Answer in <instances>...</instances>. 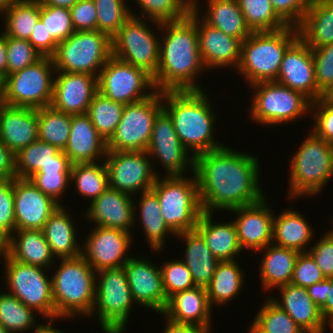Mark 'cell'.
I'll use <instances>...</instances> for the list:
<instances>
[{
	"label": "cell",
	"instance_id": "6da1fadb",
	"mask_svg": "<svg viewBox=\"0 0 333 333\" xmlns=\"http://www.w3.org/2000/svg\"><path fill=\"white\" fill-rule=\"evenodd\" d=\"M194 174L203 212H228L265 197L259 180L258 158L226 145L196 156Z\"/></svg>",
	"mask_w": 333,
	"mask_h": 333
},
{
	"label": "cell",
	"instance_id": "7a4b0ae2",
	"mask_svg": "<svg viewBox=\"0 0 333 333\" xmlns=\"http://www.w3.org/2000/svg\"><path fill=\"white\" fill-rule=\"evenodd\" d=\"M154 26L156 30L164 31L153 78L155 89L161 92L202 91L204 88L196 79L206 69L199 53L197 12L191 9L182 20L156 22Z\"/></svg>",
	"mask_w": 333,
	"mask_h": 333
},
{
	"label": "cell",
	"instance_id": "3957f363",
	"mask_svg": "<svg viewBox=\"0 0 333 333\" xmlns=\"http://www.w3.org/2000/svg\"><path fill=\"white\" fill-rule=\"evenodd\" d=\"M208 97L205 89L162 92L163 108L171 116L180 142L189 153L191 149L193 158L225 145L215 140L217 118Z\"/></svg>",
	"mask_w": 333,
	"mask_h": 333
},
{
	"label": "cell",
	"instance_id": "277c9868",
	"mask_svg": "<svg viewBox=\"0 0 333 333\" xmlns=\"http://www.w3.org/2000/svg\"><path fill=\"white\" fill-rule=\"evenodd\" d=\"M59 260L51 275L56 319L90 317L95 304L96 271L82 255Z\"/></svg>",
	"mask_w": 333,
	"mask_h": 333
},
{
	"label": "cell",
	"instance_id": "5b68a950",
	"mask_svg": "<svg viewBox=\"0 0 333 333\" xmlns=\"http://www.w3.org/2000/svg\"><path fill=\"white\" fill-rule=\"evenodd\" d=\"M298 38V29L292 26L270 32H252L241 43L237 73L250 86L276 81L286 50Z\"/></svg>",
	"mask_w": 333,
	"mask_h": 333
},
{
	"label": "cell",
	"instance_id": "8992f818",
	"mask_svg": "<svg viewBox=\"0 0 333 333\" xmlns=\"http://www.w3.org/2000/svg\"><path fill=\"white\" fill-rule=\"evenodd\" d=\"M290 166L288 199L318 195L333 178V144L310 131Z\"/></svg>",
	"mask_w": 333,
	"mask_h": 333
},
{
	"label": "cell",
	"instance_id": "52a82bcc",
	"mask_svg": "<svg viewBox=\"0 0 333 333\" xmlns=\"http://www.w3.org/2000/svg\"><path fill=\"white\" fill-rule=\"evenodd\" d=\"M151 190L157 195L165 224L176 235L194 230L203 212L196 176H158Z\"/></svg>",
	"mask_w": 333,
	"mask_h": 333
},
{
	"label": "cell",
	"instance_id": "ba28073f",
	"mask_svg": "<svg viewBox=\"0 0 333 333\" xmlns=\"http://www.w3.org/2000/svg\"><path fill=\"white\" fill-rule=\"evenodd\" d=\"M134 303L123 267L96 272L95 304L90 316L97 313L104 333H124Z\"/></svg>",
	"mask_w": 333,
	"mask_h": 333
},
{
	"label": "cell",
	"instance_id": "9c48e42d",
	"mask_svg": "<svg viewBox=\"0 0 333 333\" xmlns=\"http://www.w3.org/2000/svg\"><path fill=\"white\" fill-rule=\"evenodd\" d=\"M112 56V39L98 31H75L58 43L51 56L56 72L91 74L98 77Z\"/></svg>",
	"mask_w": 333,
	"mask_h": 333
},
{
	"label": "cell",
	"instance_id": "30bf717a",
	"mask_svg": "<svg viewBox=\"0 0 333 333\" xmlns=\"http://www.w3.org/2000/svg\"><path fill=\"white\" fill-rule=\"evenodd\" d=\"M251 87L255 92L249 113L254 122L275 126L297 121L306 113L310 115L311 101L300 92L275 81L259 82Z\"/></svg>",
	"mask_w": 333,
	"mask_h": 333
},
{
	"label": "cell",
	"instance_id": "8fae6325",
	"mask_svg": "<svg viewBox=\"0 0 333 333\" xmlns=\"http://www.w3.org/2000/svg\"><path fill=\"white\" fill-rule=\"evenodd\" d=\"M4 258V259H1ZM0 260H4L6 287L27 307L32 308L46 319H56L52 296V279L48 272L38 266L13 260L5 251ZM47 274V275H46Z\"/></svg>",
	"mask_w": 333,
	"mask_h": 333
},
{
	"label": "cell",
	"instance_id": "7c38bea8",
	"mask_svg": "<svg viewBox=\"0 0 333 333\" xmlns=\"http://www.w3.org/2000/svg\"><path fill=\"white\" fill-rule=\"evenodd\" d=\"M55 67L50 56L5 76L4 101L11 106L39 109L51 105Z\"/></svg>",
	"mask_w": 333,
	"mask_h": 333
},
{
	"label": "cell",
	"instance_id": "4fadbf2b",
	"mask_svg": "<svg viewBox=\"0 0 333 333\" xmlns=\"http://www.w3.org/2000/svg\"><path fill=\"white\" fill-rule=\"evenodd\" d=\"M163 109L162 92L126 104L114 134L107 141L109 151H146L156 115Z\"/></svg>",
	"mask_w": 333,
	"mask_h": 333
},
{
	"label": "cell",
	"instance_id": "5bb4252c",
	"mask_svg": "<svg viewBox=\"0 0 333 333\" xmlns=\"http://www.w3.org/2000/svg\"><path fill=\"white\" fill-rule=\"evenodd\" d=\"M143 18L131 16L112 38V56L155 77L160 39Z\"/></svg>",
	"mask_w": 333,
	"mask_h": 333
},
{
	"label": "cell",
	"instance_id": "9a60e30c",
	"mask_svg": "<svg viewBox=\"0 0 333 333\" xmlns=\"http://www.w3.org/2000/svg\"><path fill=\"white\" fill-rule=\"evenodd\" d=\"M155 90L153 78L148 73L113 56L98 76V92L124 105L146 99Z\"/></svg>",
	"mask_w": 333,
	"mask_h": 333
},
{
	"label": "cell",
	"instance_id": "2e32d148",
	"mask_svg": "<svg viewBox=\"0 0 333 333\" xmlns=\"http://www.w3.org/2000/svg\"><path fill=\"white\" fill-rule=\"evenodd\" d=\"M109 187L131 196L150 190L159 176L146 151H109L104 158ZM138 192V193H137Z\"/></svg>",
	"mask_w": 333,
	"mask_h": 333
},
{
	"label": "cell",
	"instance_id": "e0dca14e",
	"mask_svg": "<svg viewBox=\"0 0 333 333\" xmlns=\"http://www.w3.org/2000/svg\"><path fill=\"white\" fill-rule=\"evenodd\" d=\"M146 152L152 160L156 157L160 161L166 169L165 176H184L188 166L194 172V158L180 142L172 118L164 108L156 115Z\"/></svg>",
	"mask_w": 333,
	"mask_h": 333
},
{
	"label": "cell",
	"instance_id": "ac0fdd59",
	"mask_svg": "<svg viewBox=\"0 0 333 333\" xmlns=\"http://www.w3.org/2000/svg\"><path fill=\"white\" fill-rule=\"evenodd\" d=\"M94 227L83 242L81 255L96 272L123 267L132 257L127 253L132 246L133 234L113 228Z\"/></svg>",
	"mask_w": 333,
	"mask_h": 333
},
{
	"label": "cell",
	"instance_id": "d6986e66",
	"mask_svg": "<svg viewBox=\"0 0 333 333\" xmlns=\"http://www.w3.org/2000/svg\"><path fill=\"white\" fill-rule=\"evenodd\" d=\"M275 82L302 93L311 102L325 97L315 81L312 49L300 37L286 50Z\"/></svg>",
	"mask_w": 333,
	"mask_h": 333
},
{
	"label": "cell",
	"instance_id": "ffe728a7",
	"mask_svg": "<svg viewBox=\"0 0 333 333\" xmlns=\"http://www.w3.org/2000/svg\"><path fill=\"white\" fill-rule=\"evenodd\" d=\"M135 304L162 314L168 303L161 268L144 257H131L123 266Z\"/></svg>",
	"mask_w": 333,
	"mask_h": 333
},
{
	"label": "cell",
	"instance_id": "44dd1931",
	"mask_svg": "<svg viewBox=\"0 0 333 333\" xmlns=\"http://www.w3.org/2000/svg\"><path fill=\"white\" fill-rule=\"evenodd\" d=\"M197 1L199 0H192V9L197 12L198 46L205 69L234 67L236 70L240 61L242 42L201 20L200 4Z\"/></svg>",
	"mask_w": 333,
	"mask_h": 333
},
{
	"label": "cell",
	"instance_id": "7402d4cb",
	"mask_svg": "<svg viewBox=\"0 0 333 333\" xmlns=\"http://www.w3.org/2000/svg\"><path fill=\"white\" fill-rule=\"evenodd\" d=\"M98 92V77L91 74L55 72L51 107L66 114H86Z\"/></svg>",
	"mask_w": 333,
	"mask_h": 333
},
{
	"label": "cell",
	"instance_id": "603a6c76",
	"mask_svg": "<svg viewBox=\"0 0 333 333\" xmlns=\"http://www.w3.org/2000/svg\"><path fill=\"white\" fill-rule=\"evenodd\" d=\"M13 194L16 230H42L50 215L60 206L29 179L14 178Z\"/></svg>",
	"mask_w": 333,
	"mask_h": 333
},
{
	"label": "cell",
	"instance_id": "cb8c5ba5",
	"mask_svg": "<svg viewBox=\"0 0 333 333\" xmlns=\"http://www.w3.org/2000/svg\"><path fill=\"white\" fill-rule=\"evenodd\" d=\"M265 196L261 201L228 211L236 213L234 219L239 244L255 253L272 243L274 211ZM273 211V212H272Z\"/></svg>",
	"mask_w": 333,
	"mask_h": 333
},
{
	"label": "cell",
	"instance_id": "d4e9b609",
	"mask_svg": "<svg viewBox=\"0 0 333 333\" xmlns=\"http://www.w3.org/2000/svg\"><path fill=\"white\" fill-rule=\"evenodd\" d=\"M134 197L118 190L107 188L89 204L85 218L95 226L113 228L133 234L136 224V206ZM136 216V217H135Z\"/></svg>",
	"mask_w": 333,
	"mask_h": 333
},
{
	"label": "cell",
	"instance_id": "484cf974",
	"mask_svg": "<svg viewBox=\"0 0 333 333\" xmlns=\"http://www.w3.org/2000/svg\"><path fill=\"white\" fill-rule=\"evenodd\" d=\"M64 153L72 164L104 160L107 141L98 133L87 113L72 115L70 135Z\"/></svg>",
	"mask_w": 333,
	"mask_h": 333
},
{
	"label": "cell",
	"instance_id": "4316f807",
	"mask_svg": "<svg viewBox=\"0 0 333 333\" xmlns=\"http://www.w3.org/2000/svg\"><path fill=\"white\" fill-rule=\"evenodd\" d=\"M280 299L269 296L281 309L285 310L296 324L306 333H326L327 324L320 307L308 295L307 289L291 283L277 288Z\"/></svg>",
	"mask_w": 333,
	"mask_h": 333
},
{
	"label": "cell",
	"instance_id": "83f0119b",
	"mask_svg": "<svg viewBox=\"0 0 333 333\" xmlns=\"http://www.w3.org/2000/svg\"><path fill=\"white\" fill-rule=\"evenodd\" d=\"M0 139L15 154L38 140L37 109L5 104L0 112Z\"/></svg>",
	"mask_w": 333,
	"mask_h": 333
},
{
	"label": "cell",
	"instance_id": "f1b7e54d",
	"mask_svg": "<svg viewBox=\"0 0 333 333\" xmlns=\"http://www.w3.org/2000/svg\"><path fill=\"white\" fill-rule=\"evenodd\" d=\"M162 315L177 323L212 327V307L206 288L195 286L174 294Z\"/></svg>",
	"mask_w": 333,
	"mask_h": 333
},
{
	"label": "cell",
	"instance_id": "f546056e",
	"mask_svg": "<svg viewBox=\"0 0 333 333\" xmlns=\"http://www.w3.org/2000/svg\"><path fill=\"white\" fill-rule=\"evenodd\" d=\"M15 234V235H14ZM4 251L23 264L47 268L53 271L55 257L45 239L43 230H16L4 242ZM52 268V269H51Z\"/></svg>",
	"mask_w": 333,
	"mask_h": 333
},
{
	"label": "cell",
	"instance_id": "4dcf8cb0",
	"mask_svg": "<svg viewBox=\"0 0 333 333\" xmlns=\"http://www.w3.org/2000/svg\"><path fill=\"white\" fill-rule=\"evenodd\" d=\"M213 213L202 212L195 229L202 235L212 254L220 261H234L240 252L234 221L216 223ZM213 220V221H212Z\"/></svg>",
	"mask_w": 333,
	"mask_h": 333
},
{
	"label": "cell",
	"instance_id": "1f68e13d",
	"mask_svg": "<svg viewBox=\"0 0 333 333\" xmlns=\"http://www.w3.org/2000/svg\"><path fill=\"white\" fill-rule=\"evenodd\" d=\"M60 205L48 218L43 233L52 255L60 258H73L81 255L82 246L78 244L76 226L67 208ZM77 239V240H76Z\"/></svg>",
	"mask_w": 333,
	"mask_h": 333
},
{
	"label": "cell",
	"instance_id": "d6a6232c",
	"mask_svg": "<svg viewBox=\"0 0 333 333\" xmlns=\"http://www.w3.org/2000/svg\"><path fill=\"white\" fill-rule=\"evenodd\" d=\"M175 236L186 243L185 255L181 260L190 270L194 284L206 288L220 261L212 254L204 238L196 229Z\"/></svg>",
	"mask_w": 333,
	"mask_h": 333
},
{
	"label": "cell",
	"instance_id": "836d02e7",
	"mask_svg": "<svg viewBox=\"0 0 333 333\" xmlns=\"http://www.w3.org/2000/svg\"><path fill=\"white\" fill-rule=\"evenodd\" d=\"M297 29L311 49L332 44L333 0H312Z\"/></svg>",
	"mask_w": 333,
	"mask_h": 333
},
{
	"label": "cell",
	"instance_id": "e575fe53",
	"mask_svg": "<svg viewBox=\"0 0 333 333\" xmlns=\"http://www.w3.org/2000/svg\"><path fill=\"white\" fill-rule=\"evenodd\" d=\"M263 251L260 261V280L266 291L287 285L291 282L295 262L300 252L275 245L273 243L259 250Z\"/></svg>",
	"mask_w": 333,
	"mask_h": 333
},
{
	"label": "cell",
	"instance_id": "d590c367",
	"mask_svg": "<svg viewBox=\"0 0 333 333\" xmlns=\"http://www.w3.org/2000/svg\"><path fill=\"white\" fill-rule=\"evenodd\" d=\"M286 209L277 217L273 216L272 243L298 252H307L308 244L314 237L312 226L301 212Z\"/></svg>",
	"mask_w": 333,
	"mask_h": 333
},
{
	"label": "cell",
	"instance_id": "8d00e7d4",
	"mask_svg": "<svg viewBox=\"0 0 333 333\" xmlns=\"http://www.w3.org/2000/svg\"><path fill=\"white\" fill-rule=\"evenodd\" d=\"M203 20L227 35L243 42L251 35L237 0H207Z\"/></svg>",
	"mask_w": 333,
	"mask_h": 333
},
{
	"label": "cell",
	"instance_id": "74e56055",
	"mask_svg": "<svg viewBox=\"0 0 333 333\" xmlns=\"http://www.w3.org/2000/svg\"><path fill=\"white\" fill-rule=\"evenodd\" d=\"M139 199V221L142 223L143 232L145 233L146 241L152 251L159 252L163 250L165 238L170 236L175 237V234L165 224L161 214V207L157 195L150 189L141 192ZM141 219V220H140Z\"/></svg>",
	"mask_w": 333,
	"mask_h": 333
},
{
	"label": "cell",
	"instance_id": "f35d334b",
	"mask_svg": "<svg viewBox=\"0 0 333 333\" xmlns=\"http://www.w3.org/2000/svg\"><path fill=\"white\" fill-rule=\"evenodd\" d=\"M238 262L222 261L216 266L210 284L206 287L210 306L224 305L237 297L244 285V274Z\"/></svg>",
	"mask_w": 333,
	"mask_h": 333
},
{
	"label": "cell",
	"instance_id": "ab89813d",
	"mask_svg": "<svg viewBox=\"0 0 333 333\" xmlns=\"http://www.w3.org/2000/svg\"><path fill=\"white\" fill-rule=\"evenodd\" d=\"M80 196L90 202L109 188L108 172L104 160L95 163H76L71 167V184Z\"/></svg>",
	"mask_w": 333,
	"mask_h": 333
},
{
	"label": "cell",
	"instance_id": "60d3db41",
	"mask_svg": "<svg viewBox=\"0 0 333 333\" xmlns=\"http://www.w3.org/2000/svg\"><path fill=\"white\" fill-rule=\"evenodd\" d=\"M5 17V30L10 37L29 40L32 31L40 19V2L38 0H19L1 13Z\"/></svg>",
	"mask_w": 333,
	"mask_h": 333
},
{
	"label": "cell",
	"instance_id": "b9f144b4",
	"mask_svg": "<svg viewBox=\"0 0 333 333\" xmlns=\"http://www.w3.org/2000/svg\"><path fill=\"white\" fill-rule=\"evenodd\" d=\"M39 140L64 151L70 135L72 115L51 106L37 109Z\"/></svg>",
	"mask_w": 333,
	"mask_h": 333
},
{
	"label": "cell",
	"instance_id": "7bdbcfd3",
	"mask_svg": "<svg viewBox=\"0 0 333 333\" xmlns=\"http://www.w3.org/2000/svg\"><path fill=\"white\" fill-rule=\"evenodd\" d=\"M60 150L41 140L30 143L15 154V173L17 178L29 179L42 166L49 162H57Z\"/></svg>",
	"mask_w": 333,
	"mask_h": 333
},
{
	"label": "cell",
	"instance_id": "ee69618b",
	"mask_svg": "<svg viewBox=\"0 0 333 333\" xmlns=\"http://www.w3.org/2000/svg\"><path fill=\"white\" fill-rule=\"evenodd\" d=\"M36 311L8 292L0 293V325L10 333L30 331L37 323Z\"/></svg>",
	"mask_w": 333,
	"mask_h": 333
},
{
	"label": "cell",
	"instance_id": "f6af8a7d",
	"mask_svg": "<svg viewBox=\"0 0 333 333\" xmlns=\"http://www.w3.org/2000/svg\"><path fill=\"white\" fill-rule=\"evenodd\" d=\"M251 32H270L288 25L276 14L271 0H237Z\"/></svg>",
	"mask_w": 333,
	"mask_h": 333
},
{
	"label": "cell",
	"instance_id": "bcb514c9",
	"mask_svg": "<svg viewBox=\"0 0 333 333\" xmlns=\"http://www.w3.org/2000/svg\"><path fill=\"white\" fill-rule=\"evenodd\" d=\"M141 10L138 15L130 10L131 16L155 24L174 22L186 18L192 9V0H136ZM141 15V17H140ZM149 18V19H148Z\"/></svg>",
	"mask_w": 333,
	"mask_h": 333
},
{
	"label": "cell",
	"instance_id": "7dc6e473",
	"mask_svg": "<svg viewBox=\"0 0 333 333\" xmlns=\"http://www.w3.org/2000/svg\"><path fill=\"white\" fill-rule=\"evenodd\" d=\"M124 104L115 102L97 92L87 114L98 133L108 141L121 120Z\"/></svg>",
	"mask_w": 333,
	"mask_h": 333
},
{
	"label": "cell",
	"instance_id": "c3c4849f",
	"mask_svg": "<svg viewBox=\"0 0 333 333\" xmlns=\"http://www.w3.org/2000/svg\"><path fill=\"white\" fill-rule=\"evenodd\" d=\"M253 319V323L264 333H306L288 313L269 297Z\"/></svg>",
	"mask_w": 333,
	"mask_h": 333
},
{
	"label": "cell",
	"instance_id": "681fc988",
	"mask_svg": "<svg viewBox=\"0 0 333 333\" xmlns=\"http://www.w3.org/2000/svg\"><path fill=\"white\" fill-rule=\"evenodd\" d=\"M93 1L97 10V30L112 39L131 17L130 7L125 0Z\"/></svg>",
	"mask_w": 333,
	"mask_h": 333
},
{
	"label": "cell",
	"instance_id": "f907efd6",
	"mask_svg": "<svg viewBox=\"0 0 333 333\" xmlns=\"http://www.w3.org/2000/svg\"><path fill=\"white\" fill-rule=\"evenodd\" d=\"M7 75L15 73L40 60L43 55L25 39L6 35Z\"/></svg>",
	"mask_w": 333,
	"mask_h": 333
},
{
	"label": "cell",
	"instance_id": "816d5d0a",
	"mask_svg": "<svg viewBox=\"0 0 333 333\" xmlns=\"http://www.w3.org/2000/svg\"><path fill=\"white\" fill-rule=\"evenodd\" d=\"M160 268L162 272L163 289L167 299L178 292L196 286L193 282L190 270L182 260H167Z\"/></svg>",
	"mask_w": 333,
	"mask_h": 333
},
{
	"label": "cell",
	"instance_id": "f5cc1de1",
	"mask_svg": "<svg viewBox=\"0 0 333 333\" xmlns=\"http://www.w3.org/2000/svg\"><path fill=\"white\" fill-rule=\"evenodd\" d=\"M40 19L52 38L60 43L75 32L69 9L40 5Z\"/></svg>",
	"mask_w": 333,
	"mask_h": 333
},
{
	"label": "cell",
	"instance_id": "db71d44e",
	"mask_svg": "<svg viewBox=\"0 0 333 333\" xmlns=\"http://www.w3.org/2000/svg\"><path fill=\"white\" fill-rule=\"evenodd\" d=\"M318 90L328 97L333 92V43L312 49Z\"/></svg>",
	"mask_w": 333,
	"mask_h": 333
},
{
	"label": "cell",
	"instance_id": "11a10c76",
	"mask_svg": "<svg viewBox=\"0 0 333 333\" xmlns=\"http://www.w3.org/2000/svg\"><path fill=\"white\" fill-rule=\"evenodd\" d=\"M13 179L0 178V240L5 242L16 231Z\"/></svg>",
	"mask_w": 333,
	"mask_h": 333
},
{
	"label": "cell",
	"instance_id": "9f6ffc18",
	"mask_svg": "<svg viewBox=\"0 0 333 333\" xmlns=\"http://www.w3.org/2000/svg\"><path fill=\"white\" fill-rule=\"evenodd\" d=\"M29 180L45 195L51 197L59 205L66 188H71V172L35 173ZM69 185V186H68Z\"/></svg>",
	"mask_w": 333,
	"mask_h": 333
},
{
	"label": "cell",
	"instance_id": "6f0895ef",
	"mask_svg": "<svg viewBox=\"0 0 333 333\" xmlns=\"http://www.w3.org/2000/svg\"><path fill=\"white\" fill-rule=\"evenodd\" d=\"M314 109V110H313ZM310 115L314 119L311 130L316 136L333 144V100L329 97L319 98L311 102Z\"/></svg>",
	"mask_w": 333,
	"mask_h": 333
},
{
	"label": "cell",
	"instance_id": "680465c9",
	"mask_svg": "<svg viewBox=\"0 0 333 333\" xmlns=\"http://www.w3.org/2000/svg\"><path fill=\"white\" fill-rule=\"evenodd\" d=\"M324 279L325 277L313 257L308 252L299 253L290 283L307 288Z\"/></svg>",
	"mask_w": 333,
	"mask_h": 333
},
{
	"label": "cell",
	"instance_id": "91938a15",
	"mask_svg": "<svg viewBox=\"0 0 333 333\" xmlns=\"http://www.w3.org/2000/svg\"><path fill=\"white\" fill-rule=\"evenodd\" d=\"M307 252L313 257L325 278L333 277V228L311 245Z\"/></svg>",
	"mask_w": 333,
	"mask_h": 333
},
{
	"label": "cell",
	"instance_id": "94428289",
	"mask_svg": "<svg viewBox=\"0 0 333 333\" xmlns=\"http://www.w3.org/2000/svg\"><path fill=\"white\" fill-rule=\"evenodd\" d=\"M276 14L288 25L298 27L311 0H271Z\"/></svg>",
	"mask_w": 333,
	"mask_h": 333
},
{
	"label": "cell",
	"instance_id": "6125c7cd",
	"mask_svg": "<svg viewBox=\"0 0 333 333\" xmlns=\"http://www.w3.org/2000/svg\"><path fill=\"white\" fill-rule=\"evenodd\" d=\"M69 10L75 31L97 30V10L93 0H79Z\"/></svg>",
	"mask_w": 333,
	"mask_h": 333
},
{
	"label": "cell",
	"instance_id": "be15d7a7",
	"mask_svg": "<svg viewBox=\"0 0 333 333\" xmlns=\"http://www.w3.org/2000/svg\"><path fill=\"white\" fill-rule=\"evenodd\" d=\"M28 41L43 56L51 57L58 46V43L48 33L41 19L37 21Z\"/></svg>",
	"mask_w": 333,
	"mask_h": 333
},
{
	"label": "cell",
	"instance_id": "e7e4bbea",
	"mask_svg": "<svg viewBox=\"0 0 333 333\" xmlns=\"http://www.w3.org/2000/svg\"><path fill=\"white\" fill-rule=\"evenodd\" d=\"M0 178H16L15 153L0 139Z\"/></svg>",
	"mask_w": 333,
	"mask_h": 333
},
{
	"label": "cell",
	"instance_id": "03108f58",
	"mask_svg": "<svg viewBox=\"0 0 333 333\" xmlns=\"http://www.w3.org/2000/svg\"><path fill=\"white\" fill-rule=\"evenodd\" d=\"M165 324L163 333H211V329L195 324L177 323L164 316Z\"/></svg>",
	"mask_w": 333,
	"mask_h": 333
},
{
	"label": "cell",
	"instance_id": "003e7915",
	"mask_svg": "<svg viewBox=\"0 0 333 333\" xmlns=\"http://www.w3.org/2000/svg\"><path fill=\"white\" fill-rule=\"evenodd\" d=\"M72 163L64 151L60 150L57 153V162H49L45 166H42L36 173L46 172H71Z\"/></svg>",
	"mask_w": 333,
	"mask_h": 333
},
{
	"label": "cell",
	"instance_id": "a7ac6f4b",
	"mask_svg": "<svg viewBox=\"0 0 333 333\" xmlns=\"http://www.w3.org/2000/svg\"><path fill=\"white\" fill-rule=\"evenodd\" d=\"M307 292L311 300L321 307L327 299V278L324 280L314 283L311 286H308Z\"/></svg>",
	"mask_w": 333,
	"mask_h": 333
},
{
	"label": "cell",
	"instance_id": "89a4df30",
	"mask_svg": "<svg viewBox=\"0 0 333 333\" xmlns=\"http://www.w3.org/2000/svg\"><path fill=\"white\" fill-rule=\"evenodd\" d=\"M327 293L326 302L320 307L326 322L333 317V277L327 278Z\"/></svg>",
	"mask_w": 333,
	"mask_h": 333
},
{
	"label": "cell",
	"instance_id": "2644e50d",
	"mask_svg": "<svg viewBox=\"0 0 333 333\" xmlns=\"http://www.w3.org/2000/svg\"><path fill=\"white\" fill-rule=\"evenodd\" d=\"M0 74L7 75L6 35L0 32Z\"/></svg>",
	"mask_w": 333,
	"mask_h": 333
},
{
	"label": "cell",
	"instance_id": "8c879c8a",
	"mask_svg": "<svg viewBox=\"0 0 333 333\" xmlns=\"http://www.w3.org/2000/svg\"><path fill=\"white\" fill-rule=\"evenodd\" d=\"M40 5L43 6H54L70 9L74 6L79 0H38Z\"/></svg>",
	"mask_w": 333,
	"mask_h": 333
},
{
	"label": "cell",
	"instance_id": "753ad0ef",
	"mask_svg": "<svg viewBox=\"0 0 333 333\" xmlns=\"http://www.w3.org/2000/svg\"><path fill=\"white\" fill-rule=\"evenodd\" d=\"M58 319H49L48 325L47 324H38L33 330V333H63L62 330H58V328H55L53 325V322H55Z\"/></svg>",
	"mask_w": 333,
	"mask_h": 333
},
{
	"label": "cell",
	"instance_id": "34e18365",
	"mask_svg": "<svg viewBox=\"0 0 333 333\" xmlns=\"http://www.w3.org/2000/svg\"><path fill=\"white\" fill-rule=\"evenodd\" d=\"M18 1L19 0H0V15Z\"/></svg>",
	"mask_w": 333,
	"mask_h": 333
},
{
	"label": "cell",
	"instance_id": "11e5206c",
	"mask_svg": "<svg viewBox=\"0 0 333 333\" xmlns=\"http://www.w3.org/2000/svg\"><path fill=\"white\" fill-rule=\"evenodd\" d=\"M251 324L247 333H264L253 322Z\"/></svg>",
	"mask_w": 333,
	"mask_h": 333
},
{
	"label": "cell",
	"instance_id": "2a66077c",
	"mask_svg": "<svg viewBox=\"0 0 333 333\" xmlns=\"http://www.w3.org/2000/svg\"><path fill=\"white\" fill-rule=\"evenodd\" d=\"M5 77L0 74V94H4Z\"/></svg>",
	"mask_w": 333,
	"mask_h": 333
},
{
	"label": "cell",
	"instance_id": "b9fcfbb0",
	"mask_svg": "<svg viewBox=\"0 0 333 333\" xmlns=\"http://www.w3.org/2000/svg\"><path fill=\"white\" fill-rule=\"evenodd\" d=\"M4 105H5L4 94H0V112Z\"/></svg>",
	"mask_w": 333,
	"mask_h": 333
},
{
	"label": "cell",
	"instance_id": "09005b40",
	"mask_svg": "<svg viewBox=\"0 0 333 333\" xmlns=\"http://www.w3.org/2000/svg\"><path fill=\"white\" fill-rule=\"evenodd\" d=\"M3 252H4V242L0 240V258L2 257Z\"/></svg>",
	"mask_w": 333,
	"mask_h": 333
},
{
	"label": "cell",
	"instance_id": "979ff035",
	"mask_svg": "<svg viewBox=\"0 0 333 333\" xmlns=\"http://www.w3.org/2000/svg\"><path fill=\"white\" fill-rule=\"evenodd\" d=\"M326 324H328L329 328H331L332 331H333V317H332L331 319H329V320L326 322Z\"/></svg>",
	"mask_w": 333,
	"mask_h": 333
},
{
	"label": "cell",
	"instance_id": "deb4b68c",
	"mask_svg": "<svg viewBox=\"0 0 333 333\" xmlns=\"http://www.w3.org/2000/svg\"><path fill=\"white\" fill-rule=\"evenodd\" d=\"M0 333H10L5 327L0 325Z\"/></svg>",
	"mask_w": 333,
	"mask_h": 333
},
{
	"label": "cell",
	"instance_id": "67dfc351",
	"mask_svg": "<svg viewBox=\"0 0 333 333\" xmlns=\"http://www.w3.org/2000/svg\"><path fill=\"white\" fill-rule=\"evenodd\" d=\"M328 97L333 100V92Z\"/></svg>",
	"mask_w": 333,
	"mask_h": 333
}]
</instances>
